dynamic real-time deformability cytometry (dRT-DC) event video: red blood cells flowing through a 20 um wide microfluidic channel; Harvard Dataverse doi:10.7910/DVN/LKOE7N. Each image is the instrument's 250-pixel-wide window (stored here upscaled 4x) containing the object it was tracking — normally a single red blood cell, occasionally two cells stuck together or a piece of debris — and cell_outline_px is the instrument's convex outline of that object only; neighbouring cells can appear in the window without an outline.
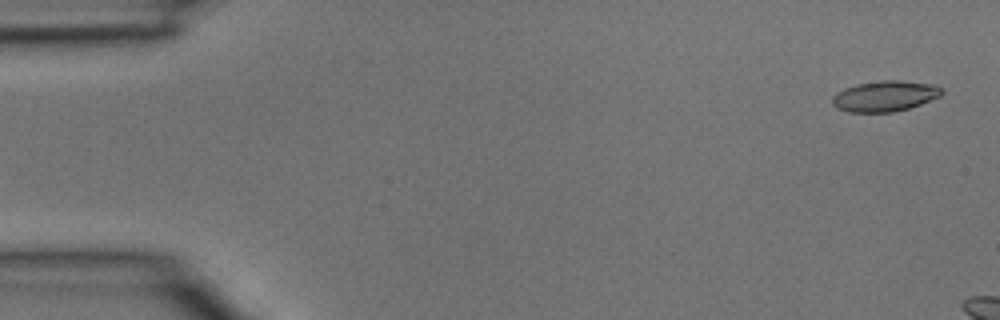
{"species": "common noctule bat (a hibernating species)", "species_latin": "Nyctalus noctula", "temperature_condition": "room temperature", "stored_images_in_passage": 3, "camera_frame_rate_fps": 3000, "um_per_image_px": 0.085, "animal": {"sex": "male", "body_mass_g": 15.6}, "frame": {"image": 1, "passage_image": 1, "time_ms": 0.0, "image_size_px": [1000, 320], "cell_outline_px": [[944, 92], [940, 96], [920, 104], [908, 108], [892, 112], [848, 112], [836, 108], [832, 104], [832, 96], [836, 92], [844, 88], [856, 84], [880, 80], [900, 80], [936, 84]], "centroid_in_image_um": [75.19, 8.16], "position_along_channel_um": 9.8, "area_um2": 19.71}}